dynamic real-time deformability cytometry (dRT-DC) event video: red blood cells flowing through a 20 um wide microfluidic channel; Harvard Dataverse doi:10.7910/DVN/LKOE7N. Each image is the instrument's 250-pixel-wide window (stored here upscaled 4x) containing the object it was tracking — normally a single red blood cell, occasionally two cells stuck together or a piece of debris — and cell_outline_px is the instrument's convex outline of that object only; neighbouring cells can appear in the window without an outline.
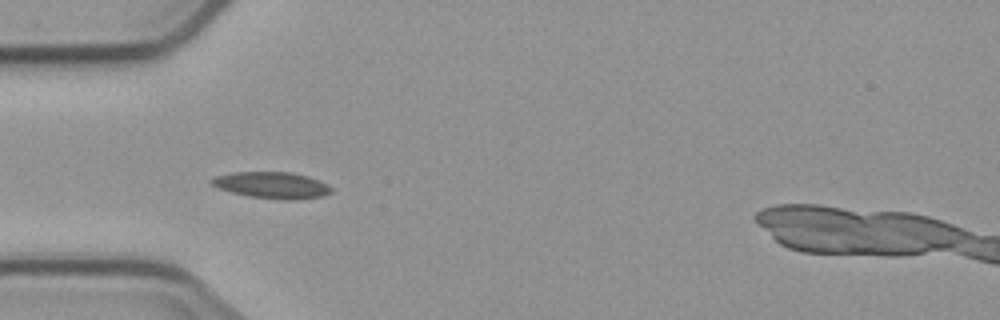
{"species": "common noctule bat (a hibernating species)", "species_latin": "Nyctalus noctula", "temperature_condition": "cold", "stored_images_in_passage": 7, "camera_frame_rate_fps": 3000, "um_per_image_px": 0.085, "animal": {"sex": "male", "body_mass_g": 23.1, "forearm_length_mm": 52.7}, "frame": {"image": 1, "passage_image": 4, "time_ms": 3.333, "image_size_px": [1000, 320], "cell_outline_px": [[332, 192], [324, 196], [292, 200], [280, 200], [248, 196], [216, 188], [212, 184], [212, 180], [216, 176], [236, 172], [292, 172], [308, 176], [328, 184], [332, 188]], "centroid_in_image_um": [23.16, 15.75], "position_along_channel_um": 61.8, "area_um2": 18.5}}
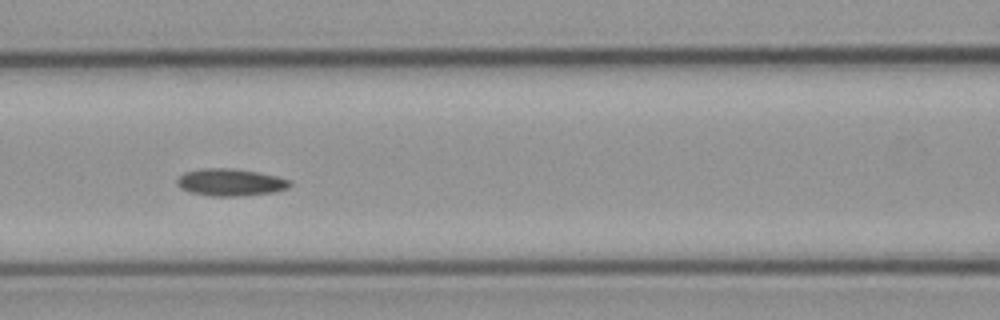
{"frame": {"image": 2, "passage_image": 6, "time_ms": 5.667, "image_size_px": [1000, 320], "cell_outline_px": [[292, 184], [288, 188], [276, 192], [236, 196], [212, 196], [192, 192], [180, 188], [176, 184], [176, 180], [184, 172], [204, 168], [228, 168], [256, 172], [276, 176], [292, 180]], "centroid_in_image_um": [19.6, 15.5], "position_along_channel_um": 147.0, "area_um2": 17.8}}
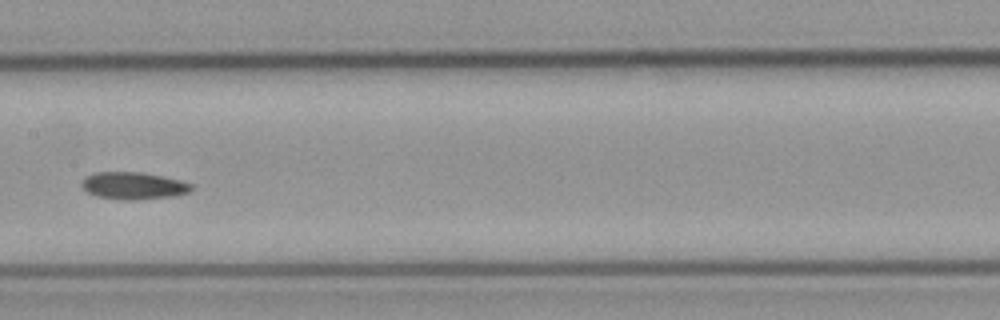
{"frame": {"image": 3, "passage_image": 7, "time_ms": 7.0, "image_size_px": [1000, 320], "cell_outline_px": [[192, 188], [188, 192], [172, 196], [136, 200], [120, 200], [96, 196], [88, 192], [80, 184], [88, 176], [96, 172], [140, 172], [180, 180], [192, 184]], "centroid_in_image_um": [11.33, 15.79], "position_along_channel_um": 196.1, "area_um2": 17.17}}